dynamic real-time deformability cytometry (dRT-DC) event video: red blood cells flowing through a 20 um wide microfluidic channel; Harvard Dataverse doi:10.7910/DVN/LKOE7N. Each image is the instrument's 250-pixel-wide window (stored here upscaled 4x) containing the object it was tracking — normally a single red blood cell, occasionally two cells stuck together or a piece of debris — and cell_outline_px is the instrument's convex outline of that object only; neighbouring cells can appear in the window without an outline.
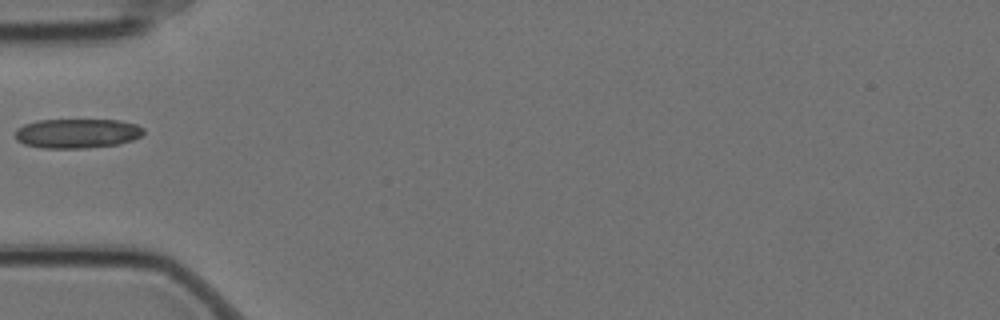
{"species": "Egyptian fruit bat (a non-hibernating species)", "species_latin": "Rousettus aegyptiacus", "temperature_condition": "cold", "stored_images_in_passage": 1, "camera_frame_rate_fps": 3000, "um_per_image_px": 0.085, "animal": {"sex": "female"}, "frame": {"image": 1, "passage_image": 1, "time_ms": 0.0, "image_size_px": [1000, 320], "cell_outline_px": [[144, 132], [140, 136], [132, 140], [116, 144], [84, 148], [40, 148], [24, 144], [16, 140], [16, 128], [24, 124], [40, 120], [120, 120], [136, 124], [144, 128]], "centroid_in_image_um": [6.54, 11.33], "position_along_channel_um": 78.5, "area_um2": 22.02}}